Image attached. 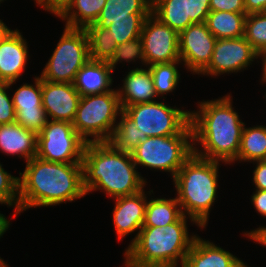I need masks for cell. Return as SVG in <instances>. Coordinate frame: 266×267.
Returning <instances> with one entry per match:
<instances>
[{"label":"cell","instance_id":"obj_1","mask_svg":"<svg viewBox=\"0 0 266 267\" xmlns=\"http://www.w3.org/2000/svg\"><path fill=\"white\" fill-rule=\"evenodd\" d=\"M197 105V111H190L193 153L225 165L235 164L245 122L233 107L231 93Z\"/></svg>","mask_w":266,"mask_h":267},{"label":"cell","instance_id":"obj_2","mask_svg":"<svg viewBox=\"0 0 266 267\" xmlns=\"http://www.w3.org/2000/svg\"><path fill=\"white\" fill-rule=\"evenodd\" d=\"M19 175V215L33 207L56 206L86 196L82 163L49 162L35 156Z\"/></svg>","mask_w":266,"mask_h":267},{"label":"cell","instance_id":"obj_3","mask_svg":"<svg viewBox=\"0 0 266 267\" xmlns=\"http://www.w3.org/2000/svg\"><path fill=\"white\" fill-rule=\"evenodd\" d=\"M82 166L86 195L101 190L114 199L136 194L147 186L131 153L115 149L108 141L87 142Z\"/></svg>","mask_w":266,"mask_h":267},{"label":"cell","instance_id":"obj_4","mask_svg":"<svg viewBox=\"0 0 266 267\" xmlns=\"http://www.w3.org/2000/svg\"><path fill=\"white\" fill-rule=\"evenodd\" d=\"M187 219L202 230L193 219L183 214L176 222L165 227H142L137 239L126 248L123 255L142 267H182L198 236L189 234Z\"/></svg>","mask_w":266,"mask_h":267},{"label":"cell","instance_id":"obj_5","mask_svg":"<svg viewBox=\"0 0 266 267\" xmlns=\"http://www.w3.org/2000/svg\"><path fill=\"white\" fill-rule=\"evenodd\" d=\"M220 163L193 153L173 178L182 214L193 219L202 229H206L211 208L218 198Z\"/></svg>","mask_w":266,"mask_h":267},{"label":"cell","instance_id":"obj_6","mask_svg":"<svg viewBox=\"0 0 266 267\" xmlns=\"http://www.w3.org/2000/svg\"><path fill=\"white\" fill-rule=\"evenodd\" d=\"M192 154L191 125L178 135L147 137L131 152L137 168L168 172L171 179Z\"/></svg>","mask_w":266,"mask_h":267},{"label":"cell","instance_id":"obj_7","mask_svg":"<svg viewBox=\"0 0 266 267\" xmlns=\"http://www.w3.org/2000/svg\"><path fill=\"white\" fill-rule=\"evenodd\" d=\"M121 112L116 89L101 94L86 95L80 98L72 124L86 142L108 141Z\"/></svg>","mask_w":266,"mask_h":267},{"label":"cell","instance_id":"obj_8","mask_svg":"<svg viewBox=\"0 0 266 267\" xmlns=\"http://www.w3.org/2000/svg\"><path fill=\"white\" fill-rule=\"evenodd\" d=\"M64 27L56 48L39 75L41 80L74 83L77 72L90 59L85 29Z\"/></svg>","mask_w":266,"mask_h":267},{"label":"cell","instance_id":"obj_9","mask_svg":"<svg viewBox=\"0 0 266 267\" xmlns=\"http://www.w3.org/2000/svg\"><path fill=\"white\" fill-rule=\"evenodd\" d=\"M123 112L140 130L141 142L147 137L181 134L190 125V111L159 100L127 106Z\"/></svg>","mask_w":266,"mask_h":267},{"label":"cell","instance_id":"obj_10","mask_svg":"<svg viewBox=\"0 0 266 267\" xmlns=\"http://www.w3.org/2000/svg\"><path fill=\"white\" fill-rule=\"evenodd\" d=\"M86 141L66 121H47L37 134V154L42 160L57 163H82Z\"/></svg>","mask_w":266,"mask_h":267},{"label":"cell","instance_id":"obj_11","mask_svg":"<svg viewBox=\"0 0 266 267\" xmlns=\"http://www.w3.org/2000/svg\"><path fill=\"white\" fill-rule=\"evenodd\" d=\"M213 49L209 65L199 75L214 78L223 74L240 73L248 69L256 59V62H260L259 53L244 36L217 39Z\"/></svg>","mask_w":266,"mask_h":267},{"label":"cell","instance_id":"obj_12","mask_svg":"<svg viewBox=\"0 0 266 267\" xmlns=\"http://www.w3.org/2000/svg\"><path fill=\"white\" fill-rule=\"evenodd\" d=\"M145 67L181 61L179 33L150 14L141 31Z\"/></svg>","mask_w":266,"mask_h":267},{"label":"cell","instance_id":"obj_13","mask_svg":"<svg viewBox=\"0 0 266 267\" xmlns=\"http://www.w3.org/2000/svg\"><path fill=\"white\" fill-rule=\"evenodd\" d=\"M215 36L206 23H196L179 33L180 60L192 74H200L210 63Z\"/></svg>","mask_w":266,"mask_h":267},{"label":"cell","instance_id":"obj_14","mask_svg":"<svg viewBox=\"0 0 266 267\" xmlns=\"http://www.w3.org/2000/svg\"><path fill=\"white\" fill-rule=\"evenodd\" d=\"M34 84L23 83L12 95L16 112L15 122L38 134L48 118L42 106V80L35 76Z\"/></svg>","mask_w":266,"mask_h":267},{"label":"cell","instance_id":"obj_15","mask_svg":"<svg viewBox=\"0 0 266 267\" xmlns=\"http://www.w3.org/2000/svg\"><path fill=\"white\" fill-rule=\"evenodd\" d=\"M153 190L142 191L130 195L114 198L115 206L112 211V220L118 240L135 232V237L130 241L129 246L137 239L139 231L145 220V208L149 195L154 194ZM148 194V195H147ZM148 196V197H147Z\"/></svg>","mask_w":266,"mask_h":267},{"label":"cell","instance_id":"obj_16","mask_svg":"<svg viewBox=\"0 0 266 267\" xmlns=\"http://www.w3.org/2000/svg\"><path fill=\"white\" fill-rule=\"evenodd\" d=\"M80 98L73 83L42 80V106L49 120L73 123Z\"/></svg>","mask_w":266,"mask_h":267},{"label":"cell","instance_id":"obj_17","mask_svg":"<svg viewBox=\"0 0 266 267\" xmlns=\"http://www.w3.org/2000/svg\"><path fill=\"white\" fill-rule=\"evenodd\" d=\"M18 29L11 30L0 41V82L20 79L29 58V45Z\"/></svg>","mask_w":266,"mask_h":267},{"label":"cell","instance_id":"obj_18","mask_svg":"<svg viewBox=\"0 0 266 267\" xmlns=\"http://www.w3.org/2000/svg\"><path fill=\"white\" fill-rule=\"evenodd\" d=\"M122 80L123 85L117 88L122 111L127 107L140 103L154 102L159 99L155 92L153 79L148 67L129 69Z\"/></svg>","mask_w":266,"mask_h":267},{"label":"cell","instance_id":"obj_19","mask_svg":"<svg viewBox=\"0 0 266 267\" xmlns=\"http://www.w3.org/2000/svg\"><path fill=\"white\" fill-rule=\"evenodd\" d=\"M243 263L233 253L198 235L182 267H240Z\"/></svg>","mask_w":266,"mask_h":267},{"label":"cell","instance_id":"obj_20","mask_svg":"<svg viewBox=\"0 0 266 267\" xmlns=\"http://www.w3.org/2000/svg\"><path fill=\"white\" fill-rule=\"evenodd\" d=\"M0 151L17 155L27 163L37 154V134L16 122L0 124Z\"/></svg>","mask_w":266,"mask_h":267},{"label":"cell","instance_id":"obj_21","mask_svg":"<svg viewBox=\"0 0 266 267\" xmlns=\"http://www.w3.org/2000/svg\"><path fill=\"white\" fill-rule=\"evenodd\" d=\"M113 72L107 62L89 59L77 72L73 84L81 97L109 92L113 90Z\"/></svg>","mask_w":266,"mask_h":267},{"label":"cell","instance_id":"obj_22","mask_svg":"<svg viewBox=\"0 0 266 267\" xmlns=\"http://www.w3.org/2000/svg\"><path fill=\"white\" fill-rule=\"evenodd\" d=\"M180 204L175 198H148L143 227H162L176 222L181 216Z\"/></svg>","mask_w":266,"mask_h":267},{"label":"cell","instance_id":"obj_23","mask_svg":"<svg viewBox=\"0 0 266 267\" xmlns=\"http://www.w3.org/2000/svg\"><path fill=\"white\" fill-rule=\"evenodd\" d=\"M105 3L106 0H73L58 18L66 27L85 29L97 21Z\"/></svg>","mask_w":266,"mask_h":267},{"label":"cell","instance_id":"obj_24","mask_svg":"<svg viewBox=\"0 0 266 267\" xmlns=\"http://www.w3.org/2000/svg\"><path fill=\"white\" fill-rule=\"evenodd\" d=\"M246 16L234 12L210 11L205 23L216 39L239 38L244 36Z\"/></svg>","mask_w":266,"mask_h":267},{"label":"cell","instance_id":"obj_25","mask_svg":"<svg viewBox=\"0 0 266 267\" xmlns=\"http://www.w3.org/2000/svg\"><path fill=\"white\" fill-rule=\"evenodd\" d=\"M151 14L178 33L194 24L187 18L186 0H152Z\"/></svg>","mask_w":266,"mask_h":267},{"label":"cell","instance_id":"obj_26","mask_svg":"<svg viewBox=\"0 0 266 267\" xmlns=\"http://www.w3.org/2000/svg\"><path fill=\"white\" fill-rule=\"evenodd\" d=\"M266 160V126L244 125L240 143V149L236 162H255Z\"/></svg>","mask_w":266,"mask_h":267},{"label":"cell","instance_id":"obj_27","mask_svg":"<svg viewBox=\"0 0 266 267\" xmlns=\"http://www.w3.org/2000/svg\"><path fill=\"white\" fill-rule=\"evenodd\" d=\"M150 14H129L128 19L97 20L94 24L111 31L117 45L140 37L145 19Z\"/></svg>","mask_w":266,"mask_h":267},{"label":"cell","instance_id":"obj_28","mask_svg":"<svg viewBox=\"0 0 266 267\" xmlns=\"http://www.w3.org/2000/svg\"><path fill=\"white\" fill-rule=\"evenodd\" d=\"M89 40V54L91 60L108 62L117 47L111 31L91 24L85 28Z\"/></svg>","mask_w":266,"mask_h":267},{"label":"cell","instance_id":"obj_29","mask_svg":"<svg viewBox=\"0 0 266 267\" xmlns=\"http://www.w3.org/2000/svg\"><path fill=\"white\" fill-rule=\"evenodd\" d=\"M180 64L183 65L181 61H174L148 66L159 100L162 98L164 100L166 98L164 97L165 95L170 94L178 87L181 79V73L178 70Z\"/></svg>","mask_w":266,"mask_h":267},{"label":"cell","instance_id":"obj_30","mask_svg":"<svg viewBox=\"0 0 266 267\" xmlns=\"http://www.w3.org/2000/svg\"><path fill=\"white\" fill-rule=\"evenodd\" d=\"M152 0H106L97 20L128 19L129 14H151Z\"/></svg>","mask_w":266,"mask_h":267},{"label":"cell","instance_id":"obj_31","mask_svg":"<svg viewBox=\"0 0 266 267\" xmlns=\"http://www.w3.org/2000/svg\"><path fill=\"white\" fill-rule=\"evenodd\" d=\"M108 142L117 150L131 153L141 142L140 130L123 111Z\"/></svg>","mask_w":266,"mask_h":267},{"label":"cell","instance_id":"obj_32","mask_svg":"<svg viewBox=\"0 0 266 267\" xmlns=\"http://www.w3.org/2000/svg\"><path fill=\"white\" fill-rule=\"evenodd\" d=\"M244 38L259 55L266 51V12L246 16Z\"/></svg>","mask_w":266,"mask_h":267},{"label":"cell","instance_id":"obj_33","mask_svg":"<svg viewBox=\"0 0 266 267\" xmlns=\"http://www.w3.org/2000/svg\"><path fill=\"white\" fill-rule=\"evenodd\" d=\"M0 204L7 207H13L15 212L12 218L17 217L19 214V177L11 175L3 168L0 163Z\"/></svg>","mask_w":266,"mask_h":267},{"label":"cell","instance_id":"obj_34","mask_svg":"<svg viewBox=\"0 0 266 267\" xmlns=\"http://www.w3.org/2000/svg\"><path fill=\"white\" fill-rule=\"evenodd\" d=\"M137 60L139 62L141 61L140 63L142 64V67L143 65L145 67V59L141 37H137L133 40L117 45L112 58L107 63L115 71L117 64H120L122 62L136 63Z\"/></svg>","mask_w":266,"mask_h":267},{"label":"cell","instance_id":"obj_35","mask_svg":"<svg viewBox=\"0 0 266 267\" xmlns=\"http://www.w3.org/2000/svg\"><path fill=\"white\" fill-rule=\"evenodd\" d=\"M16 81L6 83L0 82V124H11L16 120L15 107L13 105L11 93L8 94Z\"/></svg>","mask_w":266,"mask_h":267},{"label":"cell","instance_id":"obj_36","mask_svg":"<svg viewBox=\"0 0 266 267\" xmlns=\"http://www.w3.org/2000/svg\"><path fill=\"white\" fill-rule=\"evenodd\" d=\"M187 18L196 24L204 23L210 13V0H186Z\"/></svg>","mask_w":266,"mask_h":267},{"label":"cell","instance_id":"obj_37","mask_svg":"<svg viewBox=\"0 0 266 267\" xmlns=\"http://www.w3.org/2000/svg\"><path fill=\"white\" fill-rule=\"evenodd\" d=\"M210 10L246 14L245 0H210Z\"/></svg>","mask_w":266,"mask_h":267},{"label":"cell","instance_id":"obj_38","mask_svg":"<svg viewBox=\"0 0 266 267\" xmlns=\"http://www.w3.org/2000/svg\"><path fill=\"white\" fill-rule=\"evenodd\" d=\"M73 0H42L37 6L59 17Z\"/></svg>","mask_w":266,"mask_h":267},{"label":"cell","instance_id":"obj_39","mask_svg":"<svg viewBox=\"0 0 266 267\" xmlns=\"http://www.w3.org/2000/svg\"><path fill=\"white\" fill-rule=\"evenodd\" d=\"M256 164L253 171L252 181L257 190H266V160L252 162Z\"/></svg>","mask_w":266,"mask_h":267},{"label":"cell","instance_id":"obj_40","mask_svg":"<svg viewBox=\"0 0 266 267\" xmlns=\"http://www.w3.org/2000/svg\"><path fill=\"white\" fill-rule=\"evenodd\" d=\"M251 204L256 212L266 218V190H257L251 195Z\"/></svg>","mask_w":266,"mask_h":267},{"label":"cell","instance_id":"obj_41","mask_svg":"<svg viewBox=\"0 0 266 267\" xmlns=\"http://www.w3.org/2000/svg\"><path fill=\"white\" fill-rule=\"evenodd\" d=\"M243 236H247L254 243H258L263 247H266V226H259L256 229L250 231H244Z\"/></svg>","mask_w":266,"mask_h":267},{"label":"cell","instance_id":"obj_42","mask_svg":"<svg viewBox=\"0 0 266 267\" xmlns=\"http://www.w3.org/2000/svg\"><path fill=\"white\" fill-rule=\"evenodd\" d=\"M246 14L266 12V0H245Z\"/></svg>","mask_w":266,"mask_h":267},{"label":"cell","instance_id":"obj_43","mask_svg":"<svg viewBox=\"0 0 266 267\" xmlns=\"http://www.w3.org/2000/svg\"><path fill=\"white\" fill-rule=\"evenodd\" d=\"M10 225H11L10 220L7 219L5 215L0 213V239L10 228Z\"/></svg>","mask_w":266,"mask_h":267},{"label":"cell","instance_id":"obj_44","mask_svg":"<svg viewBox=\"0 0 266 267\" xmlns=\"http://www.w3.org/2000/svg\"><path fill=\"white\" fill-rule=\"evenodd\" d=\"M261 61H262V77H261V84L263 85L264 83L266 84V51L262 52L260 54V58H259Z\"/></svg>","mask_w":266,"mask_h":267},{"label":"cell","instance_id":"obj_45","mask_svg":"<svg viewBox=\"0 0 266 267\" xmlns=\"http://www.w3.org/2000/svg\"><path fill=\"white\" fill-rule=\"evenodd\" d=\"M13 29L8 28V26L0 19V41Z\"/></svg>","mask_w":266,"mask_h":267},{"label":"cell","instance_id":"obj_46","mask_svg":"<svg viewBox=\"0 0 266 267\" xmlns=\"http://www.w3.org/2000/svg\"><path fill=\"white\" fill-rule=\"evenodd\" d=\"M124 259H125V261H124V265H123V267L125 266V267H142V266H140V265H137V264H134L133 262H131L126 256H124ZM122 267V266H121Z\"/></svg>","mask_w":266,"mask_h":267},{"label":"cell","instance_id":"obj_47","mask_svg":"<svg viewBox=\"0 0 266 267\" xmlns=\"http://www.w3.org/2000/svg\"><path fill=\"white\" fill-rule=\"evenodd\" d=\"M5 264L6 262L0 257V267H3Z\"/></svg>","mask_w":266,"mask_h":267},{"label":"cell","instance_id":"obj_48","mask_svg":"<svg viewBox=\"0 0 266 267\" xmlns=\"http://www.w3.org/2000/svg\"><path fill=\"white\" fill-rule=\"evenodd\" d=\"M42 0H34V2L36 3L35 5H38Z\"/></svg>","mask_w":266,"mask_h":267},{"label":"cell","instance_id":"obj_49","mask_svg":"<svg viewBox=\"0 0 266 267\" xmlns=\"http://www.w3.org/2000/svg\"><path fill=\"white\" fill-rule=\"evenodd\" d=\"M240 267H249L247 263H243Z\"/></svg>","mask_w":266,"mask_h":267}]
</instances>
